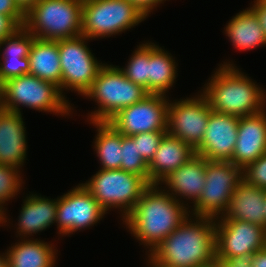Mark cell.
<instances>
[{
  "instance_id": "obj_1",
  "label": "cell",
  "mask_w": 266,
  "mask_h": 267,
  "mask_svg": "<svg viewBox=\"0 0 266 267\" xmlns=\"http://www.w3.org/2000/svg\"><path fill=\"white\" fill-rule=\"evenodd\" d=\"M188 217L154 250L150 260L163 267H197L215 259V222L211 217Z\"/></svg>"
},
{
  "instance_id": "obj_2",
  "label": "cell",
  "mask_w": 266,
  "mask_h": 267,
  "mask_svg": "<svg viewBox=\"0 0 266 267\" xmlns=\"http://www.w3.org/2000/svg\"><path fill=\"white\" fill-rule=\"evenodd\" d=\"M157 186L150 185L125 217L134 236L147 246H152L150 251L189 216L186 215L188 212L185 206L171 196L170 192L157 190Z\"/></svg>"
},
{
  "instance_id": "obj_3",
  "label": "cell",
  "mask_w": 266,
  "mask_h": 267,
  "mask_svg": "<svg viewBox=\"0 0 266 267\" xmlns=\"http://www.w3.org/2000/svg\"><path fill=\"white\" fill-rule=\"evenodd\" d=\"M212 78L203 92L212 111L244 117L263 110L266 98L261 88L232 64L220 67Z\"/></svg>"
},
{
  "instance_id": "obj_4",
  "label": "cell",
  "mask_w": 266,
  "mask_h": 267,
  "mask_svg": "<svg viewBox=\"0 0 266 267\" xmlns=\"http://www.w3.org/2000/svg\"><path fill=\"white\" fill-rule=\"evenodd\" d=\"M83 0H40L25 14L24 27L42 40L82 35Z\"/></svg>"
},
{
  "instance_id": "obj_5",
  "label": "cell",
  "mask_w": 266,
  "mask_h": 267,
  "mask_svg": "<svg viewBox=\"0 0 266 267\" xmlns=\"http://www.w3.org/2000/svg\"><path fill=\"white\" fill-rule=\"evenodd\" d=\"M99 103V109L91 115L92 122L108 121L121 109L142 101L149 93L133 83L120 68L103 66L92 87L84 94Z\"/></svg>"
},
{
  "instance_id": "obj_6",
  "label": "cell",
  "mask_w": 266,
  "mask_h": 267,
  "mask_svg": "<svg viewBox=\"0 0 266 267\" xmlns=\"http://www.w3.org/2000/svg\"><path fill=\"white\" fill-rule=\"evenodd\" d=\"M19 104L61 114H68L71 110L59 86L31 74H24L3 83L2 109L20 113Z\"/></svg>"
},
{
  "instance_id": "obj_7",
  "label": "cell",
  "mask_w": 266,
  "mask_h": 267,
  "mask_svg": "<svg viewBox=\"0 0 266 267\" xmlns=\"http://www.w3.org/2000/svg\"><path fill=\"white\" fill-rule=\"evenodd\" d=\"M146 15L127 0H83L82 35L107 37L137 25Z\"/></svg>"
},
{
  "instance_id": "obj_8",
  "label": "cell",
  "mask_w": 266,
  "mask_h": 267,
  "mask_svg": "<svg viewBox=\"0 0 266 267\" xmlns=\"http://www.w3.org/2000/svg\"><path fill=\"white\" fill-rule=\"evenodd\" d=\"M106 212L109 208H124L125 218L135 207L150 184L141 176L122 169H100L86 184H82Z\"/></svg>"
},
{
  "instance_id": "obj_9",
  "label": "cell",
  "mask_w": 266,
  "mask_h": 267,
  "mask_svg": "<svg viewBox=\"0 0 266 267\" xmlns=\"http://www.w3.org/2000/svg\"><path fill=\"white\" fill-rule=\"evenodd\" d=\"M243 180V169L230 161L206 159L205 185L194 202L196 217H217L227 211L234 190Z\"/></svg>"
},
{
  "instance_id": "obj_10",
  "label": "cell",
  "mask_w": 266,
  "mask_h": 267,
  "mask_svg": "<svg viewBox=\"0 0 266 267\" xmlns=\"http://www.w3.org/2000/svg\"><path fill=\"white\" fill-rule=\"evenodd\" d=\"M84 40V35L70 39L57 40L62 71V88H73L85 94L91 87L104 66L91 54Z\"/></svg>"
},
{
  "instance_id": "obj_11",
  "label": "cell",
  "mask_w": 266,
  "mask_h": 267,
  "mask_svg": "<svg viewBox=\"0 0 266 267\" xmlns=\"http://www.w3.org/2000/svg\"><path fill=\"white\" fill-rule=\"evenodd\" d=\"M220 222L215 224L216 259L252 256L266 247L264 226L233 219H221Z\"/></svg>"
},
{
  "instance_id": "obj_12",
  "label": "cell",
  "mask_w": 266,
  "mask_h": 267,
  "mask_svg": "<svg viewBox=\"0 0 266 267\" xmlns=\"http://www.w3.org/2000/svg\"><path fill=\"white\" fill-rule=\"evenodd\" d=\"M168 101L161 94H149L142 101L118 111L107 122L125 136L167 131Z\"/></svg>"
},
{
  "instance_id": "obj_13",
  "label": "cell",
  "mask_w": 266,
  "mask_h": 267,
  "mask_svg": "<svg viewBox=\"0 0 266 267\" xmlns=\"http://www.w3.org/2000/svg\"><path fill=\"white\" fill-rule=\"evenodd\" d=\"M211 112L203 94L200 98L169 103L167 133L195 150L202 143Z\"/></svg>"
},
{
  "instance_id": "obj_14",
  "label": "cell",
  "mask_w": 266,
  "mask_h": 267,
  "mask_svg": "<svg viewBox=\"0 0 266 267\" xmlns=\"http://www.w3.org/2000/svg\"><path fill=\"white\" fill-rule=\"evenodd\" d=\"M104 214V209L82 184L57 200L56 222L63 235L97 223Z\"/></svg>"
},
{
  "instance_id": "obj_15",
  "label": "cell",
  "mask_w": 266,
  "mask_h": 267,
  "mask_svg": "<svg viewBox=\"0 0 266 267\" xmlns=\"http://www.w3.org/2000/svg\"><path fill=\"white\" fill-rule=\"evenodd\" d=\"M239 117L212 111L195 153L210 161H230L237 141Z\"/></svg>"
},
{
  "instance_id": "obj_16",
  "label": "cell",
  "mask_w": 266,
  "mask_h": 267,
  "mask_svg": "<svg viewBox=\"0 0 266 267\" xmlns=\"http://www.w3.org/2000/svg\"><path fill=\"white\" fill-rule=\"evenodd\" d=\"M266 154V114L239 117L237 141L230 162L244 169L248 164Z\"/></svg>"
},
{
  "instance_id": "obj_17",
  "label": "cell",
  "mask_w": 266,
  "mask_h": 267,
  "mask_svg": "<svg viewBox=\"0 0 266 267\" xmlns=\"http://www.w3.org/2000/svg\"><path fill=\"white\" fill-rule=\"evenodd\" d=\"M21 112L0 109V164L18 169L26 156Z\"/></svg>"
},
{
  "instance_id": "obj_18",
  "label": "cell",
  "mask_w": 266,
  "mask_h": 267,
  "mask_svg": "<svg viewBox=\"0 0 266 267\" xmlns=\"http://www.w3.org/2000/svg\"><path fill=\"white\" fill-rule=\"evenodd\" d=\"M195 154L189 144L167 133L148 163L149 184L159 185L160 180L183 166Z\"/></svg>"
},
{
  "instance_id": "obj_19",
  "label": "cell",
  "mask_w": 266,
  "mask_h": 267,
  "mask_svg": "<svg viewBox=\"0 0 266 267\" xmlns=\"http://www.w3.org/2000/svg\"><path fill=\"white\" fill-rule=\"evenodd\" d=\"M265 189L248 184L242 180L234 190L230 204L222 219L247 221L266 228L264 213Z\"/></svg>"
},
{
  "instance_id": "obj_20",
  "label": "cell",
  "mask_w": 266,
  "mask_h": 267,
  "mask_svg": "<svg viewBox=\"0 0 266 267\" xmlns=\"http://www.w3.org/2000/svg\"><path fill=\"white\" fill-rule=\"evenodd\" d=\"M206 159L195 154L183 166L170 172L161 181L176 194L188 197L195 202L205 185Z\"/></svg>"
},
{
  "instance_id": "obj_21",
  "label": "cell",
  "mask_w": 266,
  "mask_h": 267,
  "mask_svg": "<svg viewBox=\"0 0 266 267\" xmlns=\"http://www.w3.org/2000/svg\"><path fill=\"white\" fill-rule=\"evenodd\" d=\"M28 57L29 74L52 82L62 90V71L57 41L35 38Z\"/></svg>"
},
{
  "instance_id": "obj_22",
  "label": "cell",
  "mask_w": 266,
  "mask_h": 267,
  "mask_svg": "<svg viewBox=\"0 0 266 267\" xmlns=\"http://www.w3.org/2000/svg\"><path fill=\"white\" fill-rule=\"evenodd\" d=\"M57 201H50L36 195L29 196L22 207L19 218V234L42 231L56 222Z\"/></svg>"
},
{
  "instance_id": "obj_23",
  "label": "cell",
  "mask_w": 266,
  "mask_h": 267,
  "mask_svg": "<svg viewBox=\"0 0 266 267\" xmlns=\"http://www.w3.org/2000/svg\"><path fill=\"white\" fill-rule=\"evenodd\" d=\"M226 34L234 46L249 50L266 44V37L260 26L257 14L251 9L238 13L226 27Z\"/></svg>"
},
{
  "instance_id": "obj_24",
  "label": "cell",
  "mask_w": 266,
  "mask_h": 267,
  "mask_svg": "<svg viewBox=\"0 0 266 267\" xmlns=\"http://www.w3.org/2000/svg\"><path fill=\"white\" fill-rule=\"evenodd\" d=\"M6 257L9 267H52L55 261L52 246L37 240L12 246Z\"/></svg>"
},
{
  "instance_id": "obj_25",
  "label": "cell",
  "mask_w": 266,
  "mask_h": 267,
  "mask_svg": "<svg viewBox=\"0 0 266 267\" xmlns=\"http://www.w3.org/2000/svg\"><path fill=\"white\" fill-rule=\"evenodd\" d=\"M175 67L168 53L149 43V94L165 95L174 83Z\"/></svg>"
},
{
  "instance_id": "obj_26",
  "label": "cell",
  "mask_w": 266,
  "mask_h": 267,
  "mask_svg": "<svg viewBox=\"0 0 266 267\" xmlns=\"http://www.w3.org/2000/svg\"><path fill=\"white\" fill-rule=\"evenodd\" d=\"M97 125L95 149L102 169H120L122 161V134L107 121L92 122Z\"/></svg>"
},
{
  "instance_id": "obj_27",
  "label": "cell",
  "mask_w": 266,
  "mask_h": 267,
  "mask_svg": "<svg viewBox=\"0 0 266 267\" xmlns=\"http://www.w3.org/2000/svg\"><path fill=\"white\" fill-rule=\"evenodd\" d=\"M125 69L120 71L133 83L142 86L149 93V44H143L135 51Z\"/></svg>"
},
{
  "instance_id": "obj_28",
  "label": "cell",
  "mask_w": 266,
  "mask_h": 267,
  "mask_svg": "<svg viewBox=\"0 0 266 267\" xmlns=\"http://www.w3.org/2000/svg\"><path fill=\"white\" fill-rule=\"evenodd\" d=\"M122 161L120 169L141 176L149 183L148 163L139 155L137 144L131 136L122 134Z\"/></svg>"
},
{
  "instance_id": "obj_29",
  "label": "cell",
  "mask_w": 266,
  "mask_h": 267,
  "mask_svg": "<svg viewBox=\"0 0 266 267\" xmlns=\"http://www.w3.org/2000/svg\"><path fill=\"white\" fill-rule=\"evenodd\" d=\"M35 38L24 26H21L13 34L0 41V47L2 44H7L2 58L28 57Z\"/></svg>"
},
{
  "instance_id": "obj_30",
  "label": "cell",
  "mask_w": 266,
  "mask_h": 267,
  "mask_svg": "<svg viewBox=\"0 0 266 267\" xmlns=\"http://www.w3.org/2000/svg\"><path fill=\"white\" fill-rule=\"evenodd\" d=\"M16 168L0 164V212L2 211L1 204L14 197L16 192L19 191L20 181Z\"/></svg>"
},
{
  "instance_id": "obj_31",
  "label": "cell",
  "mask_w": 266,
  "mask_h": 267,
  "mask_svg": "<svg viewBox=\"0 0 266 267\" xmlns=\"http://www.w3.org/2000/svg\"><path fill=\"white\" fill-rule=\"evenodd\" d=\"M166 134L167 131H154L135 134L131 137L134 139L135 144H137L139 155L149 163Z\"/></svg>"
},
{
  "instance_id": "obj_32",
  "label": "cell",
  "mask_w": 266,
  "mask_h": 267,
  "mask_svg": "<svg viewBox=\"0 0 266 267\" xmlns=\"http://www.w3.org/2000/svg\"><path fill=\"white\" fill-rule=\"evenodd\" d=\"M3 60L4 63H0V81L2 84L30 72L29 57L3 58Z\"/></svg>"
},
{
  "instance_id": "obj_33",
  "label": "cell",
  "mask_w": 266,
  "mask_h": 267,
  "mask_svg": "<svg viewBox=\"0 0 266 267\" xmlns=\"http://www.w3.org/2000/svg\"><path fill=\"white\" fill-rule=\"evenodd\" d=\"M243 180L250 185L266 190V154L243 169Z\"/></svg>"
},
{
  "instance_id": "obj_34",
  "label": "cell",
  "mask_w": 266,
  "mask_h": 267,
  "mask_svg": "<svg viewBox=\"0 0 266 267\" xmlns=\"http://www.w3.org/2000/svg\"><path fill=\"white\" fill-rule=\"evenodd\" d=\"M0 14L11 17L20 27L24 26L25 13L14 0H0Z\"/></svg>"
},
{
  "instance_id": "obj_35",
  "label": "cell",
  "mask_w": 266,
  "mask_h": 267,
  "mask_svg": "<svg viewBox=\"0 0 266 267\" xmlns=\"http://www.w3.org/2000/svg\"><path fill=\"white\" fill-rule=\"evenodd\" d=\"M20 26L9 16L0 14V41L13 34Z\"/></svg>"
},
{
  "instance_id": "obj_36",
  "label": "cell",
  "mask_w": 266,
  "mask_h": 267,
  "mask_svg": "<svg viewBox=\"0 0 266 267\" xmlns=\"http://www.w3.org/2000/svg\"><path fill=\"white\" fill-rule=\"evenodd\" d=\"M220 267H252V256L234 257L218 260Z\"/></svg>"
},
{
  "instance_id": "obj_37",
  "label": "cell",
  "mask_w": 266,
  "mask_h": 267,
  "mask_svg": "<svg viewBox=\"0 0 266 267\" xmlns=\"http://www.w3.org/2000/svg\"><path fill=\"white\" fill-rule=\"evenodd\" d=\"M251 9L257 14L260 26L266 37V0H256Z\"/></svg>"
},
{
  "instance_id": "obj_38",
  "label": "cell",
  "mask_w": 266,
  "mask_h": 267,
  "mask_svg": "<svg viewBox=\"0 0 266 267\" xmlns=\"http://www.w3.org/2000/svg\"><path fill=\"white\" fill-rule=\"evenodd\" d=\"M133 3L138 9H140L146 16L158 3L163 0H127Z\"/></svg>"
},
{
  "instance_id": "obj_39",
  "label": "cell",
  "mask_w": 266,
  "mask_h": 267,
  "mask_svg": "<svg viewBox=\"0 0 266 267\" xmlns=\"http://www.w3.org/2000/svg\"><path fill=\"white\" fill-rule=\"evenodd\" d=\"M252 267H266V247L252 255Z\"/></svg>"
},
{
  "instance_id": "obj_40",
  "label": "cell",
  "mask_w": 266,
  "mask_h": 267,
  "mask_svg": "<svg viewBox=\"0 0 266 267\" xmlns=\"http://www.w3.org/2000/svg\"><path fill=\"white\" fill-rule=\"evenodd\" d=\"M20 9L26 14L40 0H14Z\"/></svg>"
},
{
  "instance_id": "obj_41",
  "label": "cell",
  "mask_w": 266,
  "mask_h": 267,
  "mask_svg": "<svg viewBox=\"0 0 266 267\" xmlns=\"http://www.w3.org/2000/svg\"><path fill=\"white\" fill-rule=\"evenodd\" d=\"M197 267H220V265L218 264V259L215 258L212 262Z\"/></svg>"
},
{
  "instance_id": "obj_42",
  "label": "cell",
  "mask_w": 266,
  "mask_h": 267,
  "mask_svg": "<svg viewBox=\"0 0 266 267\" xmlns=\"http://www.w3.org/2000/svg\"><path fill=\"white\" fill-rule=\"evenodd\" d=\"M0 267H9L6 255L3 257L0 256Z\"/></svg>"
},
{
  "instance_id": "obj_43",
  "label": "cell",
  "mask_w": 266,
  "mask_h": 267,
  "mask_svg": "<svg viewBox=\"0 0 266 267\" xmlns=\"http://www.w3.org/2000/svg\"><path fill=\"white\" fill-rule=\"evenodd\" d=\"M2 89H3V84L0 81V109H2Z\"/></svg>"
},
{
  "instance_id": "obj_44",
  "label": "cell",
  "mask_w": 266,
  "mask_h": 267,
  "mask_svg": "<svg viewBox=\"0 0 266 267\" xmlns=\"http://www.w3.org/2000/svg\"><path fill=\"white\" fill-rule=\"evenodd\" d=\"M4 213L0 212V223L3 221L5 222V219H4Z\"/></svg>"
},
{
  "instance_id": "obj_45",
  "label": "cell",
  "mask_w": 266,
  "mask_h": 267,
  "mask_svg": "<svg viewBox=\"0 0 266 267\" xmlns=\"http://www.w3.org/2000/svg\"><path fill=\"white\" fill-rule=\"evenodd\" d=\"M264 213H265V216H266V193H265V198H264Z\"/></svg>"
},
{
  "instance_id": "obj_46",
  "label": "cell",
  "mask_w": 266,
  "mask_h": 267,
  "mask_svg": "<svg viewBox=\"0 0 266 267\" xmlns=\"http://www.w3.org/2000/svg\"><path fill=\"white\" fill-rule=\"evenodd\" d=\"M150 263L152 264L153 267H163V266H160L159 264H156L154 261H150Z\"/></svg>"
}]
</instances>
